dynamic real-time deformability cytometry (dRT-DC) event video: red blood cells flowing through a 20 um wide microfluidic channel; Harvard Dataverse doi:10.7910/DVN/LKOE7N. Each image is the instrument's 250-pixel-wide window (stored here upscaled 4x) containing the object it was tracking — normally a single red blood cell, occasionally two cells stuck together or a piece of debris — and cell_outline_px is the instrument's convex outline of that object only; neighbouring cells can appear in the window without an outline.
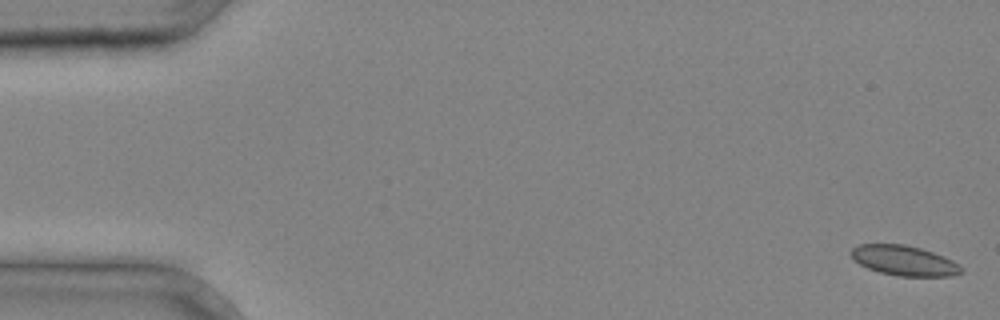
{"species": "common noctule bat (a hibernating species)", "species_latin": "Nyctalus noctula", "temperature_condition": "cold", "stored_images_in_passage": 3, "camera_frame_rate_fps": 3000, "um_per_image_px": 0.085, "animal": {"sex": "male", "body_mass_g": 20.4}, "frame": {"image": 1, "passage_image": 1, "time_ms": 0.0, "image_size_px": [1000, 320], "cell_outline_px": [[964, 272], [952, 276], [896, 276], [880, 272], [868, 268], [852, 260], [852, 248], [860, 244], [904, 244], [920, 248], [932, 252], [952, 260], [964, 268]], "centroid_in_image_um": [76.87, 22.16], "position_along_channel_um": 8.1, "area_um2": 19.25}}
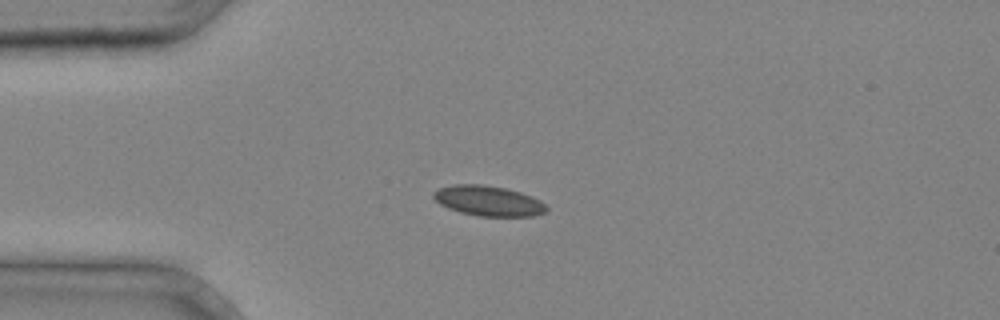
{"frame": {"image": 2, "passage_image": 3, "time_ms": 0.667, "image_size_px": [1000, 320], "cell_outline_px": [[548, 208], [544, 212], [532, 216], [480, 216], [460, 212], [448, 208], [440, 204], [432, 196], [432, 192], [440, 188], [452, 184], [480, 184], [504, 188], [520, 192], [532, 196], [540, 200]], "centroid_in_image_um": [41.48, 17.07], "position_along_channel_um": 43.5, "area_um2": 19.77}}